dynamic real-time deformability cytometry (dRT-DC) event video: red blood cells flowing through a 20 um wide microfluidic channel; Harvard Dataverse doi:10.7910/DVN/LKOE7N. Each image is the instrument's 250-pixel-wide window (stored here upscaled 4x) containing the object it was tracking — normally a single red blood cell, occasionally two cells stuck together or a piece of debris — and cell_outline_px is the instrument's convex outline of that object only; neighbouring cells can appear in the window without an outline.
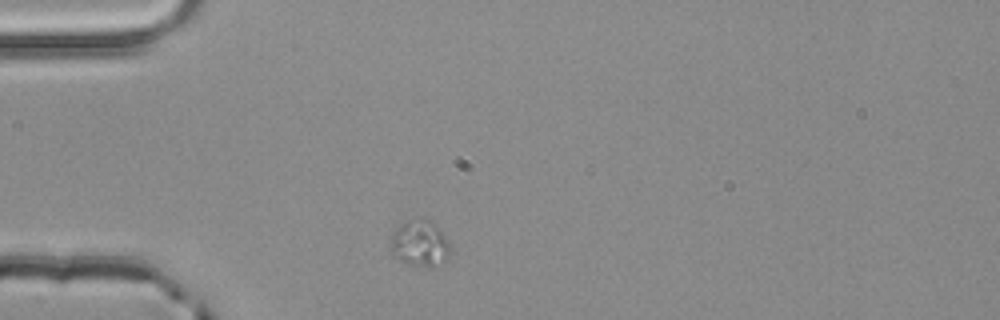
{"species": "common noctule bat (a hibernating species)", "species_latin": "Nyctalus noctula", "temperature_condition": "room temperature", "stored_images_in_passage": 1, "camera_frame_rate_fps": 3000, "um_per_image_px": 0.085, "animal": {"sex": "male", "body_mass_g": 20.4}, "frame": {"image": 1, "passage_image": 1, "time_ms": 0.0, "image_size_px": [1000, 320], "cell_outline_px": [[448, 260], [444, 264], [432, 268], [404, 264], [392, 256], [392, 236], [400, 224], [416, 216], [420, 216], [428, 220], [444, 236], [448, 244]], "centroid_in_image_um": [35.67, 20.74], "position_along_channel_um": 49.3, "area_um2": 16.13}}